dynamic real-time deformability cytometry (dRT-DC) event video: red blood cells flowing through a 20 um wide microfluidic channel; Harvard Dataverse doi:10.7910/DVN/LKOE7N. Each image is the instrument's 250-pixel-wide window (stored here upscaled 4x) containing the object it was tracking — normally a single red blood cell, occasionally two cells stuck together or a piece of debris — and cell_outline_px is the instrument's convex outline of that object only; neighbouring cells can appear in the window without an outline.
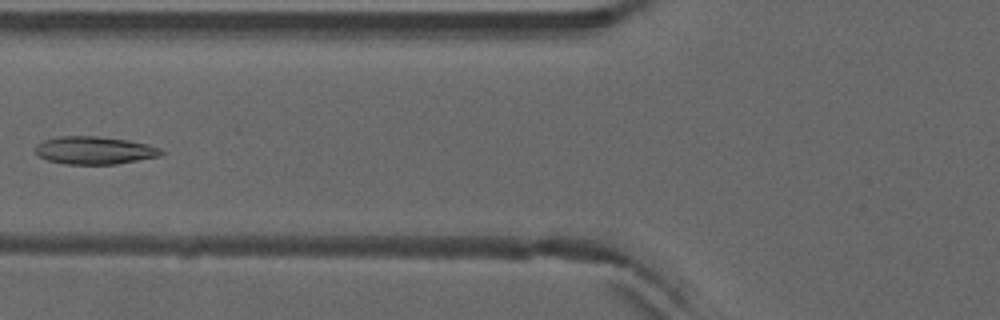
{"species": "common noctule bat (a hibernating species)", "species_latin": "Nyctalus noctula", "temperature_condition": "warm", "stored_images_in_passage": 7, "camera_frame_rate_fps": 3000, "um_per_image_px": 0.085, "animal": {"sex": "male", "forearm_length_mm": 52.5}, "frame": {"image": 1, "passage_image": 7, "time_ms": 2.0, "image_size_px": [1000, 320], "cell_outline_px": [[164, 152], [160, 156], [116, 164], [64, 164], [48, 160], [40, 156], [36, 152], [36, 144], [44, 140], [60, 136], [96, 136], [128, 140], [148, 144], [160, 148]], "centroid_in_image_um": [8.04, 12.78], "position_along_channel_um": 117.8, "area_um2": 20.29}}